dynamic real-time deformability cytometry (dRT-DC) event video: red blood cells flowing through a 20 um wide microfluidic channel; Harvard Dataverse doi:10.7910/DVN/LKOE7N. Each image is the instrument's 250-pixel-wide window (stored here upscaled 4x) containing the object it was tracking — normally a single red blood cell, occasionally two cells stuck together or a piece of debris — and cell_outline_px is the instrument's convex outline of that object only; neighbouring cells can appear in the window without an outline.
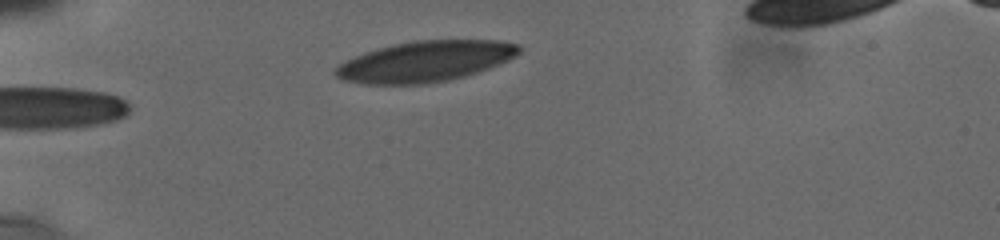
{"species": "human", "species_latin": "Homo sapiens", "temperature_condition": "cold", "stored_images_in_passage": 22, "camera_frame_rate_fps": 3000, "um_per_image_px": 0.085, "donor": {"sex": "male"}, "frame": {"image": 1, "passage_image": 1, "time_ms": 0.0, "image_size_px": [1000, 240], "cell_outline_px": [[520, 52], [516, 56], [508, 60], [488, 68], [464, 76], [448, 80], [428, 84], [360, 84], [340, 80], [332, 72], [332, 68], [344, 60], [364, 52], [392, 44], [412, 40], [500, 40], [520, 44]], "centroid_in_image_um": [36.07, 5.22], "position_along_channel_um": 48.9, "area_um2": 44.1}}
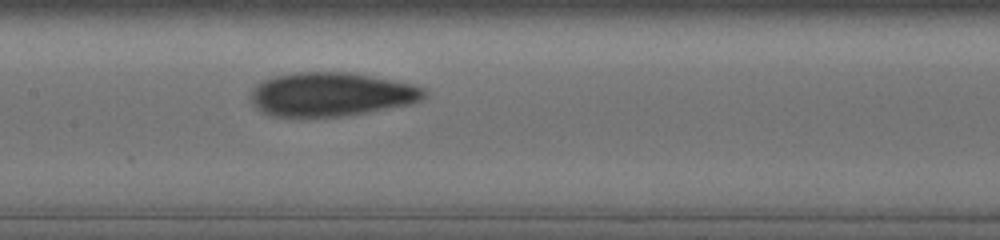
{"frame": {"image": 2, "passage_image": 11, "time_ms": 4.333, "image_size_px": [1000, 240], "cell_outline_px": [[424, 96], [420, 100], [408, 104], [364, 112], [340, 116], [276, 116], [264, 112], [252, 100], [252, 88], [256, 84], [272, 76], [292, 72], [348, 72], [372, 76], [416, 84], [424, 88]], "centroid_in_image_um": [28.15, 7.99], "position_along_channel_um": 179.2, "area_um2": 43.7}}
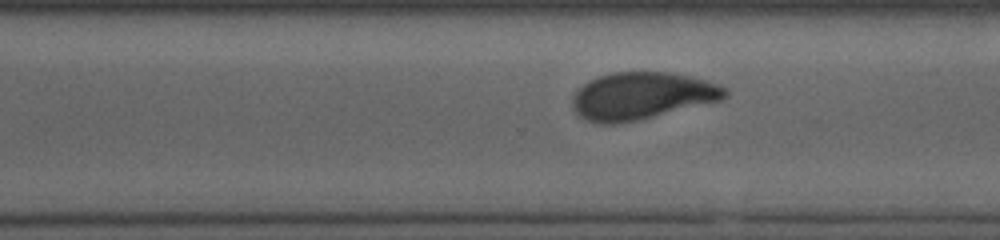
{"frame": {"image": 3, "passage_image": 20, "time_ms": 8.0, "image_size_px": [1000, 240], "cell_outline_px": [[728, 96], [720, 100], [636, 120], [612, 124], [600, 124], [588, 120], [580, 116], [576, 112], [572, 104], [572, 100], [576, 92], [588, 80], [612, 72], [668, 72], [708, 80], [728, 88]], "centroid_in_image_um": [54.56, 8.13], "position_along_channel_um": 316.0, "area_um2": 41.5}}